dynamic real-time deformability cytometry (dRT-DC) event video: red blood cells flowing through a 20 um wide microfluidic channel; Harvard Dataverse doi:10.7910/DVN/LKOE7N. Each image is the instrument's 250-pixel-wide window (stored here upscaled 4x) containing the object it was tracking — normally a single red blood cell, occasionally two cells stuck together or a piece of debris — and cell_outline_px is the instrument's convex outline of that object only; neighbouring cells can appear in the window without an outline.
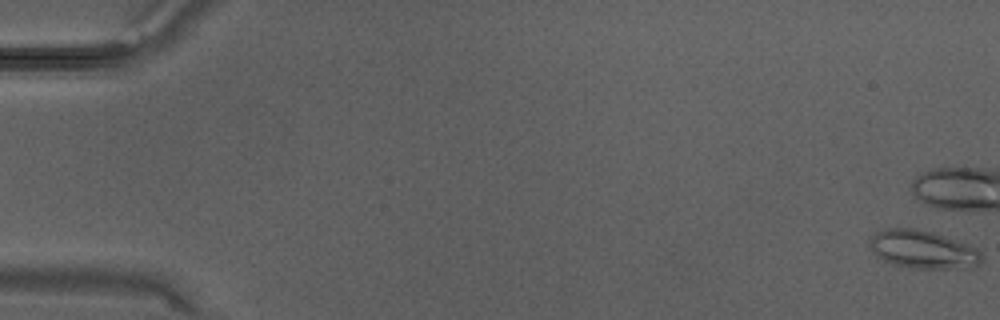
{"species": "Egyptian fruit bat (a non-hibernating species)", "species_latin": "Rousettus aegyptiacus", "temperature_condition": "warm", "stored_images_in_passage": 35, "camera_frame_rate_fps": 3000, "um_per_image_px": 0.085, "animal": {"sex": "male"}, "frame": {"image": 1, "passage_image": 1, "time_ms": 0.0, "image_size_px": [1000, 320], "cell_outline_px": [[984, 260], [980, 264], [968, 268], [916, 268], [892, 264], [876, 256], [868, 248], [868, 240], [876, 232], [888, 228], [916, 228], [932, 232], [944, 236], [976, 248], [984, 256]], "centroid_in_image_um": [78.42, 21.21], "position_along_channel_um": 6.6, "area_um2": 24.97}}